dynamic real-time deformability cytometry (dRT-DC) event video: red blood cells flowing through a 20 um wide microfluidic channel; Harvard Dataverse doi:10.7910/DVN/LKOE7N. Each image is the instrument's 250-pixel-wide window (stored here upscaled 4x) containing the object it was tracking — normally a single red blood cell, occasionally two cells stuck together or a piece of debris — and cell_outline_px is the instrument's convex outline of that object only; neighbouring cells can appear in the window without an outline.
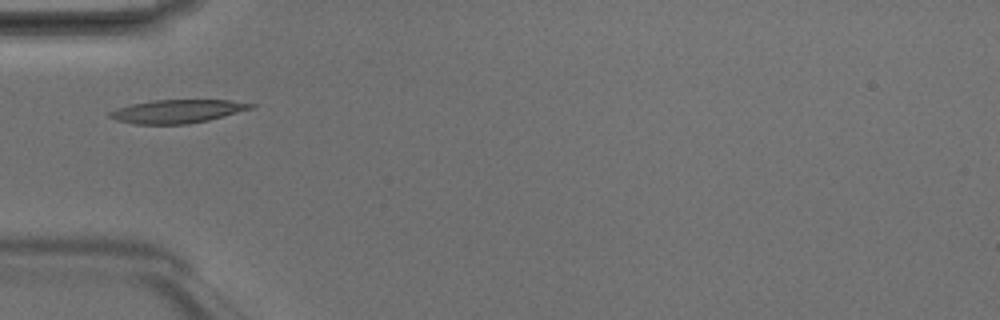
{"species": "Egyptian fruit bat (a non-hibernating species)", "species_latin": "Rousettus aegyptiacus", "temperature_condition": "room temperature", "stored_images_in_passage": 5, "camera_frame_rate_fps": 3000, "um_per_image_px": 0.085, "animal": {"sex": "male"}, "frame": {"image": 1, "passage_image": 3, "time_ms": 0.667, "image_size_px": [1000, 320], "cell_outline_px": [[256, 104], [252, 108], [208, 120], [188, 124], [136, 124], [116, 120], [108, 116], [108, 112], [132, 104], [152, 100], [232, 100]], "centroid_in_image_um": [15.07, 9.46], "position_along_channel_um": 69.9, "area_um2": 19.02}}
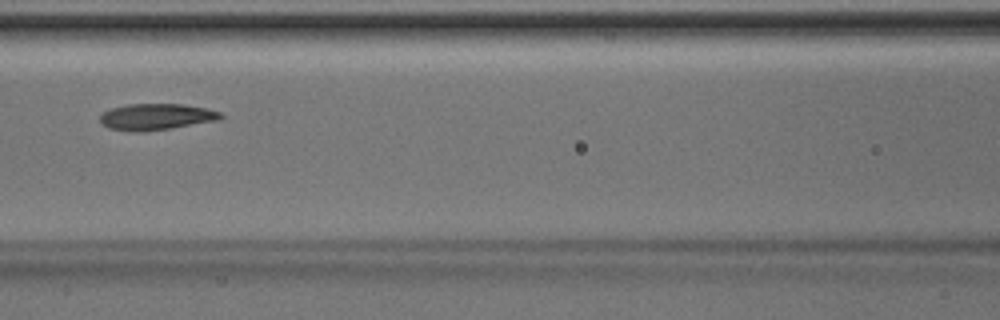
{"frame": {"image": 2, "passage_image": 5, "time_ms": 1.333, "image_size_px": [1000, 320], "cell_outline_px": [[224, 116], [220, 120], [172, 128], [140, 132], [132, 132], [108, 128], [100, 120], [100, 116], [104, 112], [112, 108], [128, 104], [184, 104], [224, 112]], "centroid_in_image_um": [13.33, 9.93], "position_along_channel_um": 153.3, "area_um2": 18.61}}